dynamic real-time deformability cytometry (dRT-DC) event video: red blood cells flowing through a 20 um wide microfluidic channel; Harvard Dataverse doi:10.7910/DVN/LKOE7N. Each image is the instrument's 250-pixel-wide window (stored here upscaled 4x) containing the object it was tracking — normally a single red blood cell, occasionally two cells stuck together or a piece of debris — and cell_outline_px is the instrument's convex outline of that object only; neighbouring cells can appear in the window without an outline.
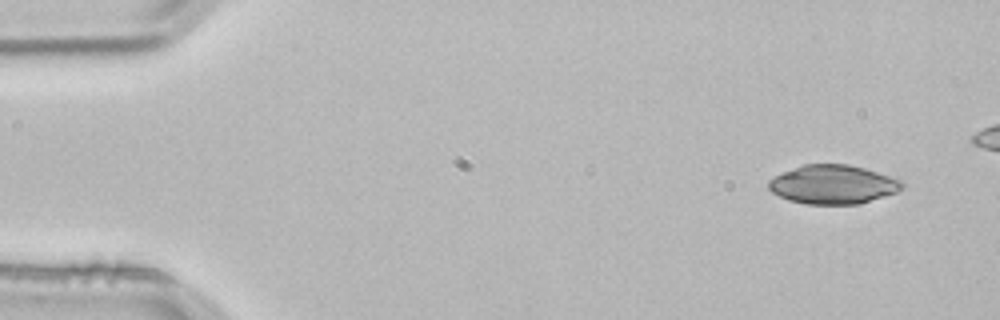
{"species": "common noctule bat (a hibernating species)", "species_latin": "Nyctalus noctula", "temperature_condition": "room temperature", "stored_images_in_passage": 3, "camera_frame_rate_fps": 3000, "um_per_image_px": 0.085, "animal": {"sex": "male", "body_mass_g": 21.5, "forearm_length_mm": 52.0}, "frame": {"image": 1, "passage_image": 1, "time_ms": 0.0, "image_size_px": [1000, 320], "cell_outline_px": [[904, 188], [896, 192], [860, 204], [804, 204], [788, 200], [772, 192], [768, 188], [768, 180], [784, 172], [804, 164], [848, 164], [864, 168], [904, 180]], "centroid_in_image_um": [70.83, 15.68], "position_along_channel_um": 14.2, "area_um2": 30.29}}